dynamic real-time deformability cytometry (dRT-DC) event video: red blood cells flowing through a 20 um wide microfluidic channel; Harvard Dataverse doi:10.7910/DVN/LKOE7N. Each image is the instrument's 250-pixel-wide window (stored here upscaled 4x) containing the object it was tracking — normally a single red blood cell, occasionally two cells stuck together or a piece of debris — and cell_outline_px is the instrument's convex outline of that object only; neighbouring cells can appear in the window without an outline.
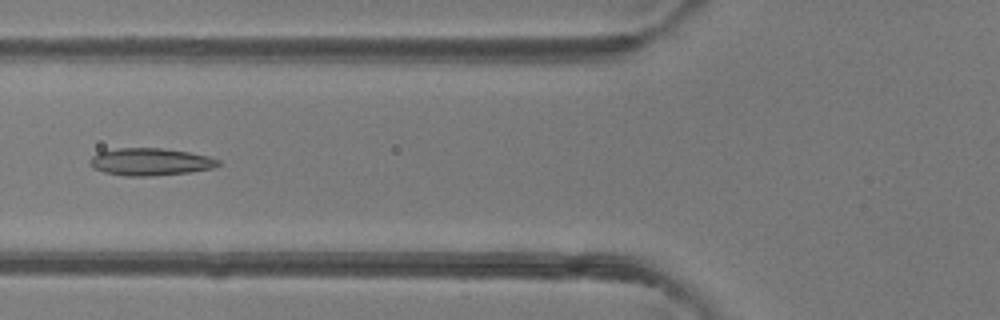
{"species": "common noctule bat (a hibernating species)", "species_latin": "Nyctalus noctula", "temperature_condition": "room temperature", "stored_images_in_passage": 5, "camera_frame_rate_fps": 3000, "um_per_image_px": 0.085, "animal": {"sex": "female"}, "frame": {"image": 1, "passage_image": 5, "time_ms": 1.333, "image_size_px": [1000, 320], "cell_outline_px": [[220, 164], [212, 168], [188, 172], [152, 176], [124, 176], [104, 172], [92, 168], [88, 164], [88, 160], [92, 156], [100, 152], [116, 148], [160, 148], [188, 152], [208, 156], [220, 160]], "centroid_in_image_um": [12.73, 13.76], "position_along_channel_um": 113.1, "area_um2": 20.46}}